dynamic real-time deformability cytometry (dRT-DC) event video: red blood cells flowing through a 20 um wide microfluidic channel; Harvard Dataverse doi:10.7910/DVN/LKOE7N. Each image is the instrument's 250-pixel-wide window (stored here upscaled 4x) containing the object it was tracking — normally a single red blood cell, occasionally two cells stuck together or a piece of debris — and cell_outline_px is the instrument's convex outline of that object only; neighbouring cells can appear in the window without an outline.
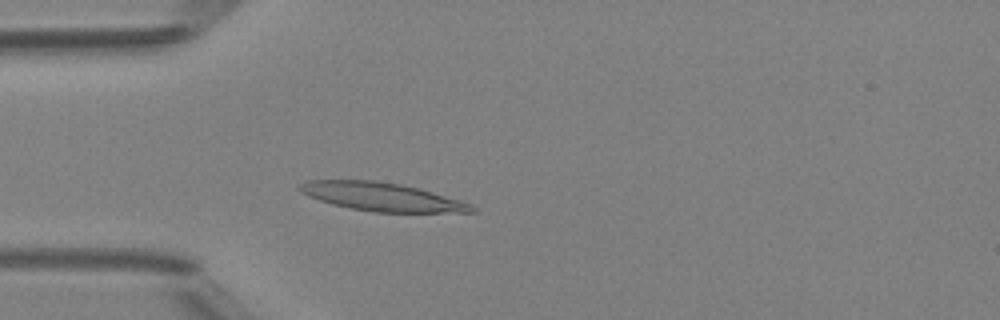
{"species": "Egyptian fruit bat (a non-hibernating species)", "species_latin": "Rousettus aegyptiacus", "temperature_condition": "room temperature", "stored_images_in_passage": 47, "camera_frame_rate_fps": 3000, "um_per_image_px": 0.085, "animal": {"sex": "female"}, "frame": {"image": 1, "passage_image": 12, "time_ms": 3.667, "image_size_px": [1000, 320], "cell_outline_px": [[476, 212], [372, 212], [332, 204], [308, 196], [300, 192], [296, 188], [300, 184], [308, 180], [376, 180], [400, 184], [420, 188], [460, 200], [472, 204], [476, 208]], "centroid_in_image_um": [32.45, 16.72], "position_along_channel_um": 52.5, "area_um2": 28.5}}
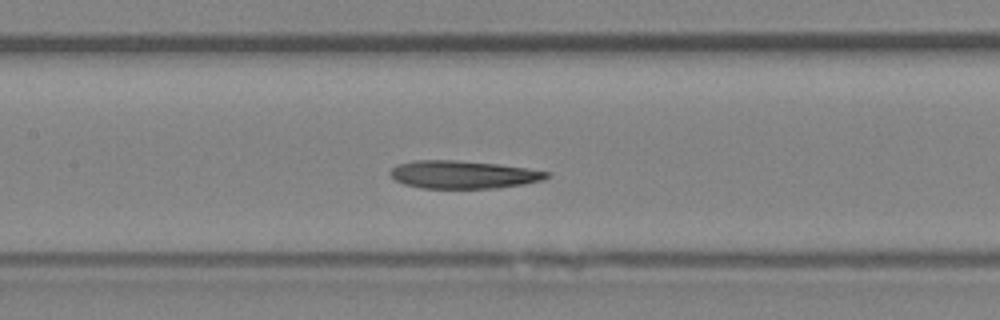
{"frame": {"image": 2, "passage_image": 21, "time_ms": 6.667, "image_size_px": [1000, 320], "cell_outline_px": [[552, 176], [544, 180], [524, 184], [496, 188], [420, 188], [404, 184], [396, 180], [388, 172], [396, 164], [412, 160], [456, 160], [500, 164], [528, 168], [552, 172]], "centroid_in_image_um": [39.41, 14.83], "position_along_channel_um": 168.0, "area_um2": 25.78}}
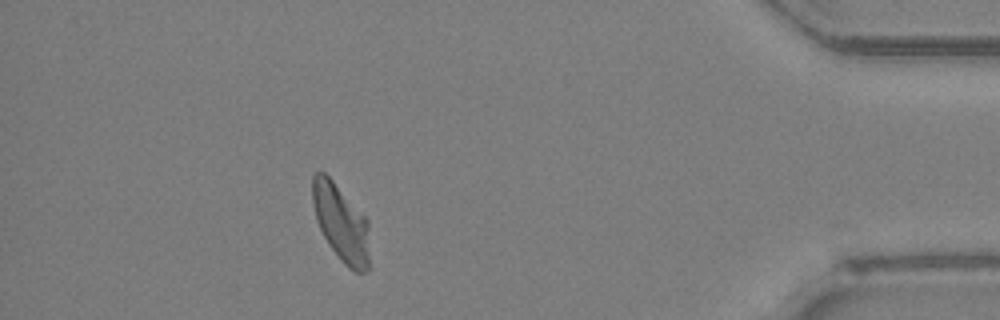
{"frame": {"image": 3, "passage_image": 42, "time_ms": 13.667, "image_size_px": [1000, 320], "cell_outline_px": [[368, 268], [364, 272], [356, 272], [348, 268], [344, 264], [328, 244], [316, 220], [312, 204], [312, 176], [316, 172], [324, 172], [332, 180], [368, 220]], "centroid_in_image_um": [28.96, 18.95], "position_along_channel_um": 406.2, "area_um2": 25.26}, "authors_computed_cell_mechanics": {"area_um2": 26.1256, "velocity_mm_per_s": 4.1281, "shape_relaxation_time_tau1_ms": null, "shape_relaxation_time_tau2_ms": 6.3606, "deformation_change_tau1": null, "deformation_change_tau2": 0.1262}}